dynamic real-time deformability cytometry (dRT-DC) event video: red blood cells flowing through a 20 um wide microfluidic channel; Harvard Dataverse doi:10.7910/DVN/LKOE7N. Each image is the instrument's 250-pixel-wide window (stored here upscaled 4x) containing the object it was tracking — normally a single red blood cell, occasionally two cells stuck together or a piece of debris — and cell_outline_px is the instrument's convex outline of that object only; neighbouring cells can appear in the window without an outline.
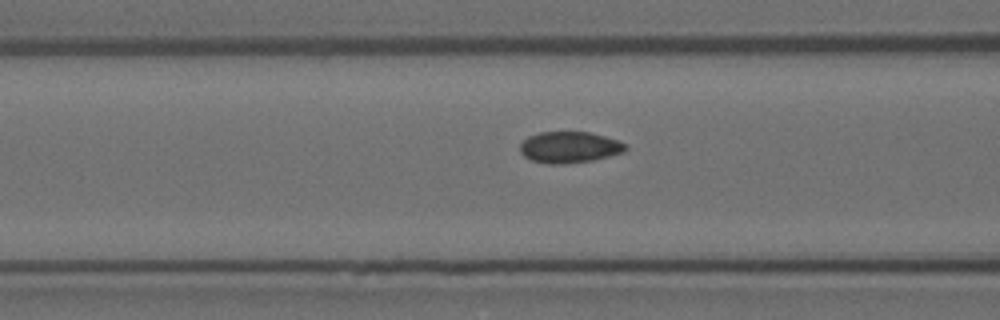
{"species": "Egyptian fruit bat (a non-hibernating species)", "species_latin": "Rousettus aegyptiacus", "temperature_condition": "room temperature", "stored_images_in_passage": 8, "camera_frame_rate_fps": 3000, "um_per_image_px": 0.085, "animal": {"sex": "female"}, "frame": {"image": 1, "passage_image": 7, "time_ms": 2.0, "image_size_px": [1000, 320], "cell_outline_px": [[628, 148], [624, 152], [592, 160], [564, 164], [548, 164], [532, 160], [524, 156], [520, 152], [520, 144], [528, 136], [540, 132], [588, 132], [604, 136], [628, 144]], "centroid_in_image_um": [48.4, 12.52], "position_along_channel_um": 118.2, "area_um2": 19.19}}